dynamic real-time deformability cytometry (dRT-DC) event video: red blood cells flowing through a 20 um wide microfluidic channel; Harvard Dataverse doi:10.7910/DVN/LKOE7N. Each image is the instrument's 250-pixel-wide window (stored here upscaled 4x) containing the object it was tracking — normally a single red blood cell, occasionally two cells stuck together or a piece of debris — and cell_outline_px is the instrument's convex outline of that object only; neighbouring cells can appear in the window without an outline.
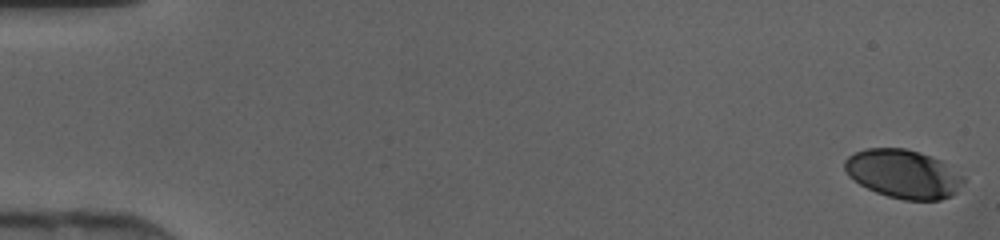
{"species": "human", "species_latin": "Homo sapiens", "temperature_condition": "cold", "stored_images_in_passage": 46, "camera_frame_rate_fps": 3000, "um_per_image_px": 0.085, "donor": {"sex": "female"}, "frame": {"image": 1, "passage_image": 1, "time_ms": 0.0, "image_size_px": [1000, 240], "cell_outline_px": [[964, 180], [956, 192], [952, 196], [940, 200], [904, 200], [888, 196], [876, 192], [860, 184], [848, 176], [844, 168], [844, 160], [848, 156], [864, 148], [904, 148], [920, 152], [940, 160], [964, 176]], "centroid_in_image_um": [76.77, 14.78], "position_along_channel_um": 8.2, "area_um2": 33.64}}
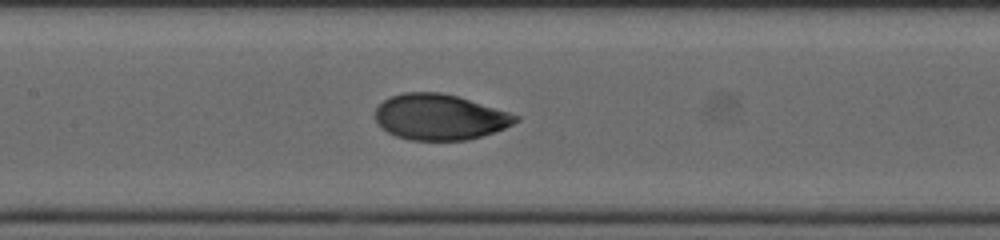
{"frame": {"image": 2, "passage_image": 23, "time_ms": 7.333, "image_size_px": [1000, 240], "cell_outline_px": [[520, 120], [504, 128], [468, 140], [412, 140], [396, 136], [388, 132], [376, 120], [376, 108], [384, 100], [392, 96], [404, 92], [440, 92], [456, 96], [508, 112], [520, 116]], "centroid_in_image_um": [37.38, 9.95], "position_along_channel_um": 170.0, "area_um2": 36.88}}
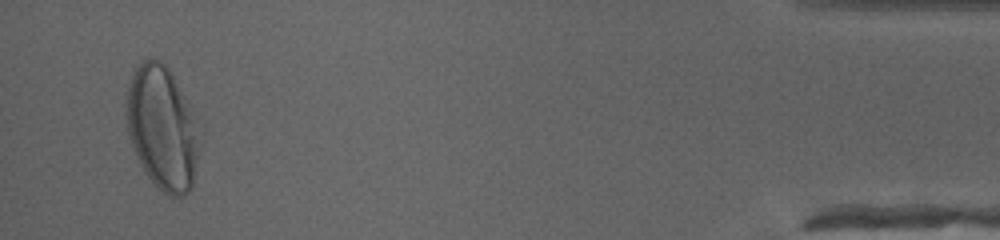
{"frame": {"image": 3, "passage_image": 45, "time_ms": 14.667, "image_size_px": [1000, 240], "cell_outline_px": [[196, 156], [192, 188], [184, 196], [168, 196], [144, 172], [140, 164], [128, 136], [124, 100], [132, 72], [144, 60], [152, 56], [160, 60], [168, 68], [184, 96], [188, 112], [196, 148]], "centroid_in_image_um": [13.66, 10.85], "position_along_channel_um": 421.5, "area_um2": 50.81}}